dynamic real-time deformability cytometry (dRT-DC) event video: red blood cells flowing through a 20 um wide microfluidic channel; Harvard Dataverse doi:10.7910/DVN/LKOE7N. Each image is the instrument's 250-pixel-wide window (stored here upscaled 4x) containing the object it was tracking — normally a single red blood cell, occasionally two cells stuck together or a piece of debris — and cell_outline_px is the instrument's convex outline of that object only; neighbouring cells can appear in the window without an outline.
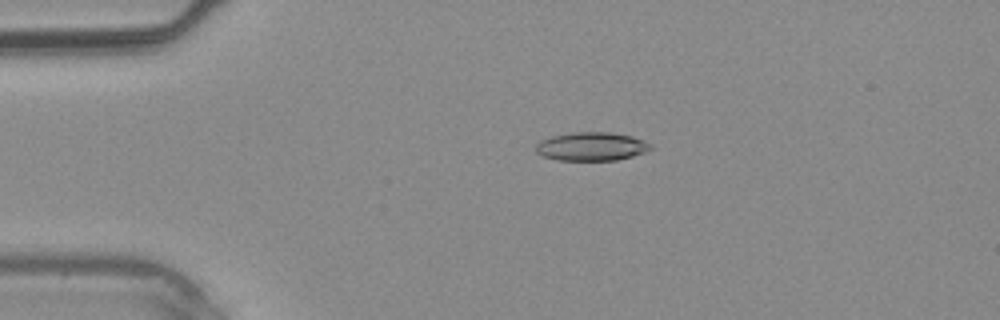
{"species": "common noctule bat (a hibernating species)", "species_latin": "Nyctalus noctula", "temperature_condition": "warm", "stored_images_in_passage": 40, "camera_frame_rate_fps": 3000, "um_per_image_px": 0.085, "animal": {"sex": "male", "body_mass_g": 20.4}, "frame": {"image": 1, "passage_image": 9, "time_ms": 2.667, "image_size_px": [1000, 320], "cell_outline_px": [[652, 148], [644, 152], [632, 156], [616, 160], [556, 160], [544, 156], [536, 152], [536, 144], [540, 140], [552, 136], [576, 132], [608, 132], [632, 136], [644, 140], [652, 144]], "centroid_in_image_um": [50.28, 12.45], "position_along_channel_um": 34.7, "area_um2": 19.02}}
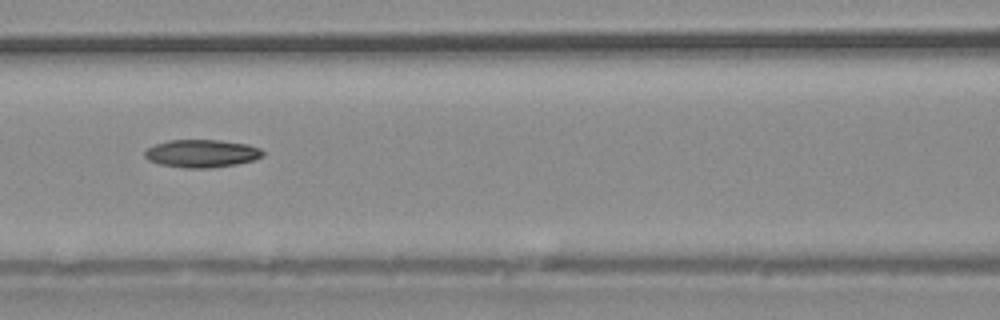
{"frame": {"image": 2, "passage_image": 18, "time_ms": 5.667, "image_size_px": [1000, 320], "cell_outline_px": [[264, 156], [252, 160], [236, 164], [212, 168], [184, 168], [160, 164], [148, 160], [144, 156], [144, 152], [148, 148], [156, 144], [168, 140], [220, 140], [248, 144], [260, 148], [264, 152]], "centroid_in_image_um": [17.15, 13.04], "position_along_channel_um": 149.4, "area_um2": 19.19}}
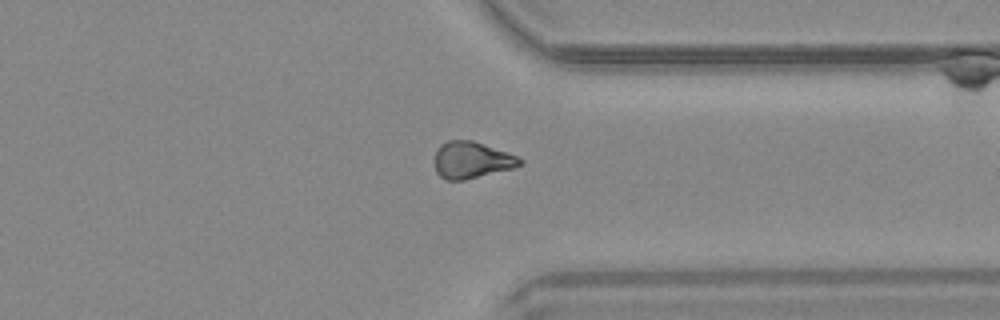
{"frame": {"image": 3, "passage_image": 31, "time_ms": 10.0, "image_size_px": [1000, 320], "cell_outline_px": [[524, 164], [512, 168], [464, 180], [444, 180], [436, 172], [432, 160], [436, 148], [440, 144], [448, 140], [472, 140], [516, 156], [524, 160]], "centroid_in_image_um": [40.01, 13.6], "position_along_channel_um": 371.4, "area_um2": 18.38}}